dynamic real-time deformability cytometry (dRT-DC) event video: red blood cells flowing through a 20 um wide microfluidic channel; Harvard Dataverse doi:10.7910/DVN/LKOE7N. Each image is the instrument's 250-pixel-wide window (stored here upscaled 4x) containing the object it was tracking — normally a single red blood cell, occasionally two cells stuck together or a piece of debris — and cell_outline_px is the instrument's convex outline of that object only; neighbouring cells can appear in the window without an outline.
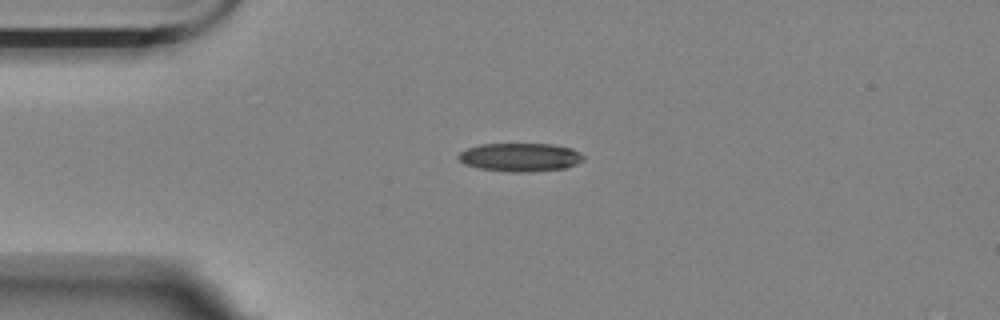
{"species": "Egyptian fruit bat (a non-hibernating species)", "species_latin": "Rousettus aegyptiacus", "temperature_condition": "room temperature", "stored_images_in_passage": 45, "camera_frame_rate_fps": 3000, "um_per_image_px": 0.085, "animal": {"sex": "female"}, "frame": {"image": 1, "passage_image": 1, "time_ms": 0.0, "image_size_px": [1000, 320], "cell_outline_px": [[584, 160], [568, 168], [532, 172], [512, 172], [480, 168], [464, 164], [456, 156], [460, 152], [468, 148], [480, 144], [552, 144], [572, 148], [580, 152], [584, 156]], "centroid_in_image_um": [44.25, 13.37], "position_along_channel_um": 40.7, "area_um2": 20.87}}
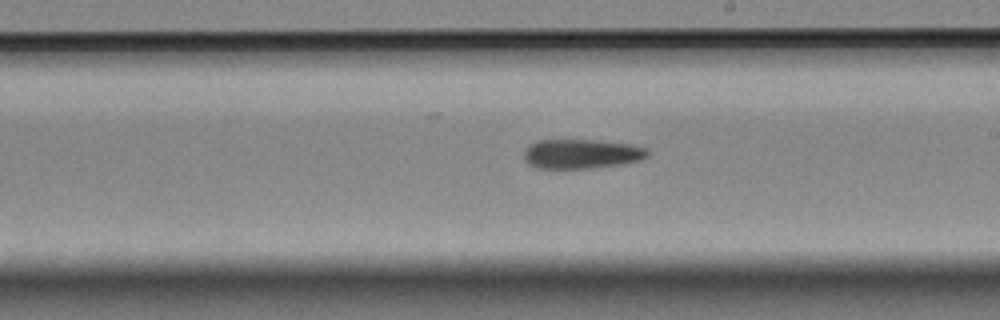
{"frame": {"image": 2, "passage_image": 20, "time_ms": 6.333, "image_size_px": [1000, 320], "cell_outline_px": [[648, 156], [640, 160], [620, 164], [592, 168], [536, 168], [528, 164], [524, 160], [524, 148], [528, 144], [536, 140], [592, 140], [628, 144], [648, 148]], "centroid_in_image_um": [49.37, 13.08], "position_along_channel_um": 239.6, "area_um2": 21.27}}
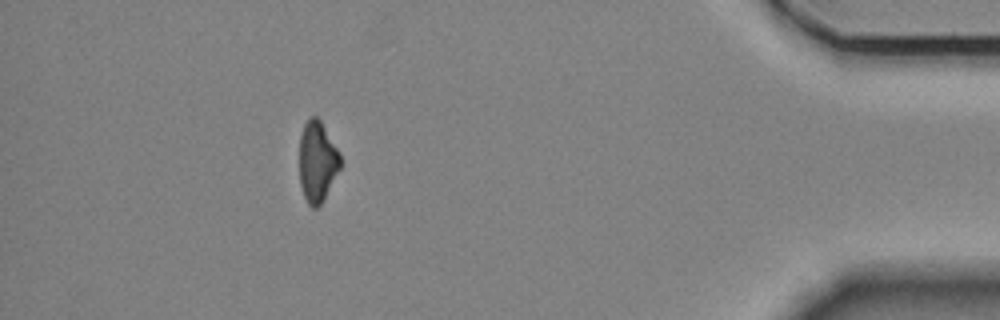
{"frame": {"image": 3, "passage_image": 39, "time_ms": 12.667, "image_size_px": [1000, 320], "cell_outline_px": [[340, 168], [324, 200], [316, 208], [312, 208], [308, 204], [304, 196], [300, 184], [300, 136], [304, 124], [312, 116], [316, 116], [320, 120], [336, 148], [340, 156]], "centroid_in_image_um": [26.96, 13.77], "position_along_channel_um": 408.2, "area_um2": 18.96}, "authors_computed_cell_mechanics": {"area_um2": 21.2704, "velocity_mm_per_s": 3.4966, "shape_relaxation_time_tau1_ms": 5.5176, "shape_relaxation_time_tau2_ms": null, "deformation_change_tau1": 0.1479, "deformation_change_tau2": null}}